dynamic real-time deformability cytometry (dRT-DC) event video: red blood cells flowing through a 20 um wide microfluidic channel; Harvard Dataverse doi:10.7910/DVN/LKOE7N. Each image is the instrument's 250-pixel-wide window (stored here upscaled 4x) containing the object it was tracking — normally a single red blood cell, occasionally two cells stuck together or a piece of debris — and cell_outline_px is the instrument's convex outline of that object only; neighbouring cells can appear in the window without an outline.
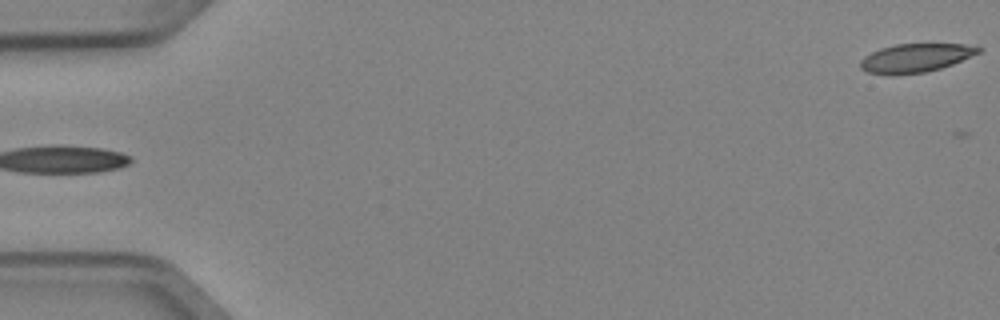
{"species": "Egyptian fruit bat (a non-hibernating species)", "species_latin": "Rousettus aegyptiacus", "temperature_condition": "cold", "stored_images_in_passage": 5, "segment_of_instrument_passage": [2, 2], "camera_frame_rate_fps": 3000, "um_per_image_px": 0.085, "animal": {"sex": "female"}, "frame": {"image": 1, "passage_image": 5, "time_ms": 1.333, "image_size_px": [1000, 320], "cell_outline_px": [[984, 48], [980, 52], [952, 64], [940, 68], [924, 72], [868, 72], [860, 68], [860, 60], [864, 56], [880, 48], [896, 44], [964, 44]], "centroid_in_image_um": [77.86, 4.88], "position_along_channel_um": 7.1, "area_um2": 18.9}}